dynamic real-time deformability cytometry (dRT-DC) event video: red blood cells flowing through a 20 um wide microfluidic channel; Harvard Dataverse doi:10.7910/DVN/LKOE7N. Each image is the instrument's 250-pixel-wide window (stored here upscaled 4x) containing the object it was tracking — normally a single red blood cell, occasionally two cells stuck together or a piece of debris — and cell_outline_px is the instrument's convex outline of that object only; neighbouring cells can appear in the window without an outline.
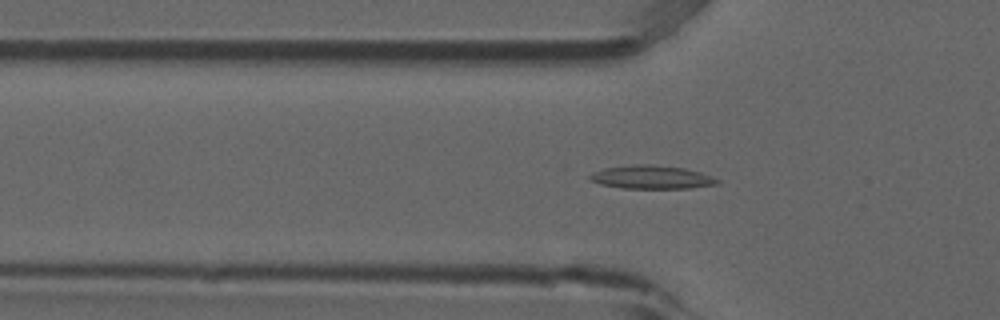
{"species": "common noctule bat (a hibernating species)", "species_latin": "Nyctalus noctula", "temperature_condition": "room temperature", "stored_images_in_passage": 53, "camera_frame_rate_fps": 3000, "um_per_image_px": 0.085, "animal": {"sex": "male", "forearm_length_mm": 52.5}, "frame": {"image": 1, "passage_image": 17, "time_ms": 5.333, "image_size_px": [1000, 320], "cell_outline_px": [[720, 180], [716, 184], [688, 188], [624, 188], [600, 184], [588, 180], [588, 176], [592, 172], [604, 168], [632, 164], [652, 164], [684, 168], [700, 172]], "centroid_in_image_um": [55.32, 15.05], "position_along_channel_um": 70.5, "area_um2": 17.34}}
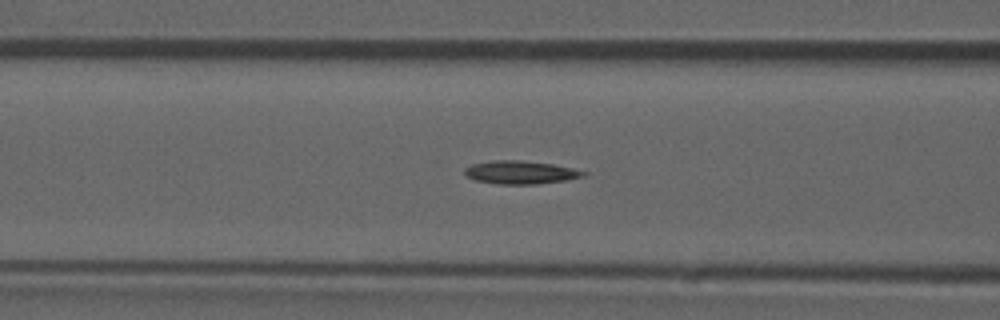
{"frame": {"image": 2, "passage_image": 21, "time_ms": 6.667, "image_size_px": [1000, 320], "cell_outline_px": [[588, 172], [584, 176], [568, 180], [536, 184], [500, 184], [476, 180], [464, 176], [464, 168], [472, 164], [492, 160], [520, 160], [552, 164], [572, 168]], "centroid_in_image_um": [44.23, 14.65], "position_along_channel_um": 122.4, "area_um2": 16.07}}
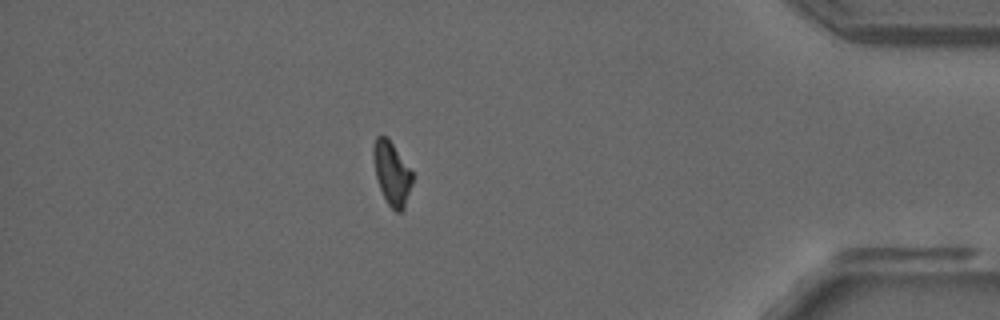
{"frame": {"image": 3, "passage_image": 46, "time_ms": 15.0, "image_size_px": [1000, 320], "cell_outline_px": [[412, 184], [404, 208], [400, 212], [396, 212], [388, 204], [380, 188], [376, 176], [372, 156], [372, 148], [376, 136], [388, 136], [412, 172]], "centroid_in_image_um": [33.29, 14.7], "position_along_channel_um": 401.9, "area_um2": 14.33}, "authors_computed_cell_mechanics": {"area_um2": 15.4904, "velocity_mm_per_s": 3.8701, "shape_relaxation_time_tau1_ms": null, "shape_relaxation_time_tau2_ms": 4.5341, "deformation_change_tau1": null, "deformation_change_tau2": 0.1131}}